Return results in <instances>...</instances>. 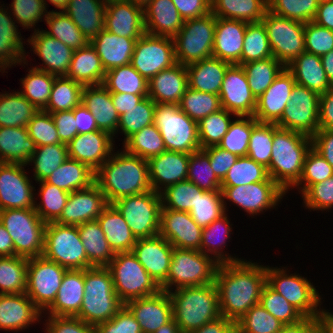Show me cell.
<instances>
[{"label":"cell","instance_id":"cell-53","mask_svg":"<svg viewBox=\"0 0 333 333\" xmlns=\"http://www.w3.org/2000/svg\"><path fill=\"white\" fill-rule=\"evenodd\" d=\"M68 158L67 145L63 143L36 147L26 165H33V180H46ZM31 163V164H30Z\"/></svg>","mask_w":333,"mask_h":333},{"label":"cell","instance_id":"cell-56","mask_svg":"<svg viewBox=\"0 0 333 333\" xmlns=\"http://www.w3.org/2000/svg\"><path fill=\"white\" fill-rule=\"evenodd\" d=\"M123 147L127 153L139 156L147 161L166 151L164 140L154 124L146 126L131 135L123 142Z\"/></svg>","mask_w":333,"mask_h":333},{"label":"cell","instance_id":"cell-22","mask_svg":"<svg viewBox=\"0 0 333 333\" xmlns=\"http://www.w3.org/2000/svg\"><path fill=\"white\" fill-rule=\"evenodd\" d=\"M159 235L175 248L200 251L202 228L189 212L174 211L162 206Z\"/></svg>","mask_w":333,"mask_h":333},{"label":"cell","instance_id":"cell-54","mask_svg":"<svg viewBox=\"0 0 333 333\" xmlns=\"http://www.w3.org/2000/svg\"><path fill=\"white\" fill-rule=\"evenodd\" d=\"M28 258L0 257V294H20L26 291Z\"/></svg>","mask_w":333,"mask_h":333},{"label":"cell","instance_id":"cell-4","mask_svg":"<svg viewBox=\"0 0 333 333\" xmlns=\"http://www.w3.org/2000/svg\"><path fill=\"white\" fill-rule=\"evenodd\" d=\"M172 315L182 333L199 329L220 317L218 290L214 283L183 287L168 292Z\"/></svg>","mask_w":333,"mask_h":333},{"label":"cell","instance_id":"cell-72","mask_svg":"<svg viewBox=\"0 0 333 333\" xmlns=\"http://www.w3.org/2000/svg\"><path fill=\"white\" fill-rule=\"evenodd\" d=\"M10 15L14 18L15 23L22 26L23 29H37L36 23L44 21L48 11L43 0H13L9 6ZM12 12V13H11ZM44 17V19H42Z\"/></svg>","mask_w":333,"mask_h":333},{"label":"cell","instance_id":"cell-37","mask_svg":"<svg viewBox=\"0 0 333 333\" xmlns=\"http://www.w3.org/2000/svg\"><path fill=\"white\" fill-rule=\"evenodd\" d=\"M183 23L172 0H152L144 9L145 31L149 34L173 38Z\"/></svg>","mask_w":333,"mask_h":333},{"label":"cell","instance_id":"cell-36","mask_svg":"<svg viewBox=\"0 0 333 333\" xmlns=\"http://www.w3.org/2000/svg\"><path fill=\"white\" fill-rule=\"evenodd\" d=\"M82 104L94 115L98 129L115 137L119 115L113 105L111 93L102 84L84 86Z\"/></svg>","mask_w":333,"mask_h":333},{"label":"cell","instance_id":"cell-17","mask_svg":"<svg viewBox=\"0 0 333 333\" xmlns=\"http://www.w3.org/2000/svg\"><path fill=\"white\" fill-rule=\"evenodd\" d=\"M226 212L227 201L242 208L248 215H260L267 209H275L286 192L275 181L250 183L243 186L221 187Z\"/></svg>","mask_w":333,"mask_h":333},{"label":"cell","instance_id":"cell-70","mask_svg":"<svg viewBox=\"0 0 333 333\" xmlns=\"http://www.w3.org/2000/svg\"><path fill=\"white\" fill-rule=\"evenodd\" d=\"M333 175V167L313 148L308 151L303 172L297 187L303 195L313 184L320 183Z\"/></svg>","mask_w":333,"mask_h":333},{"label":"cell","instance_id":"cell-50","mask_svg":"<svg viewBox=\"0 0 333 333\" xmlns=\"http://www.w3.org/2000/svg\"><path fill=\"white\" fill-rule=\"evenodd\" d=\"M45 22L49 28L45 32L73 50H78L90 43L88 38L63 11L58 12L57 9L55 11L49 10Z\"/></svg>","mask_w":333,"mask_h":333},{"label":"cell","instance_id":"cell-11","mask_svg":"<svg viewBox=\"0 0 333 333\" xmlns=\"http://www.w3.org/2000/svg\"><path fill=\"white\" fill-rule=\"evenodd\" d=\"M42 256L68 270L94 267L88 261L78 227L73 225L46 223Z\"/></svg>","mask_w":333,"mask_h":333},{"label":"cell","instance_id":"cell-43","mask_svg":"<svg viewBox=\"0 0 333 333\" xmlns=\"http://www.w3.org/2000/svg\"><path fill=\"white\" fill-rule=\"evenodd\" d=\"M228 217L226 212L209 226L202 228L200 251L211 256L218 264L244 260L223 250L227 246V240L231 238L233 228Z\"/></svg>","mask_w":333,"mask_h":333},{"label":"cell","instance_id":"cell-1","mask_svg":"<svg viewBox=\"0 0 333 333\" xmlns=\"http://www.w3.org/2000/svg\"><path fill=\"white\" fill-rule=\"evenodd\" d=\"M220 315L233 322L260 302L266 285V265L251 260L219 264L215 273Z\"/></svg>","mask_w":333,"mask_h":333},{"label":"cell","instance_id":"cell-41","mask_svg":"<svg viewBox=\"0 0 333 333\" xmlns=\"http://www.w3.org/2000/svg\"><path fill=\"white\" fill-rule=\"evenodd\" d=\"M286 68L293 74L297 84L318 94L326 93L332 87L318 55L305 51Z\"/></svg>","mask_w":333,"mask_h":333},{"label":"cell","instance_id":"cell-63","mask_svg":"<svg viewBox=\"0 0 333 333\" xmlns=\"http://www.w3.org/2000/svg\"><path fill=\"white\" fill-rule=\"evenodd\" d=\"M156 103L148 96L137 106L119 116L118 133L124 134V142L142 128L153 124ZM119 131V132H118ZM121 131V132H120Z\"/></svg>","mask_w":333,"mask_h":333},{"label":"cell","instance_id":"cell-21","mask_svg":"<svg viewBox=\"0 0 333 333\" xmlns=\"http://www.w3.org/2000/svg\"><path fill=\"white\" fill-rule=\"evenodd\" d=\"M109 205L96 183L69 194L60 217L55 221L63 225L78 226L97 220Z\"/></svg>","mask_w":333,"mask_h":333},{"label":"cell","instance_id":"cell-16","mask_svg":"<svg viewBox=\"0 0 333 333\" xmlns=\"http://www.w3.org/2000/svg\"><path fill=\"white\" fill-rule=\"evenodd\" d=\"M67 270L43 256L28 258L25 293L42 312L55 300Z\"/></svg>","mask_w":333,"mask_h":333},{"label":"cell","instance_id":"cell-75","mask_svg":"<svg viewBox=\"0 0 333 333\" xmlns=\"http://www.w3.org/2000/svg\"><path fill=\"white\" fill-rule=\"evenodd\" d=\"M303 205L310 211H329L333 208V175L313 184L303 195Z\"/></svg>","mask_w":333,"mask_h":333},{"label":"cell","instance_id":"cell-78","mask_svg":"<svg viewBox=\"0 0 333 333\" xmlns=\"http://www.w3.org/2000/svg\"><path fill=\"white\" fill-rule=\"evenodd\" d=\"M203 150L209 156L210 164L215 175L222 182L227 175L228 170L234 165L239 157L218 146L207 147Z\"/></svg>","mask_w":333,"mask_h":333},{"label":"cell","instance_id":"cell-14","mask_svg":"<svg viewBox=\"0 0 333 333\" xmlns=\"http://www.w3.org/2000/svg\"><path fill=\"white\" fill-rule=\"evenodd\" d=\"M265 25L273 57L287 67L305 52V23L265 13L261 20Z\"/></svg>","mask_w":333,"mask_h":333},{"label":"cell","instance_id":"cell-33","mask_svg":"<svg viewBox=\"0 0 333 333\" xmlns=\"http://www.w3.org/2000/svg\"><path fill=\"white\" fill-rule=\"evenodd\" d=\"M84 296V270L70 269L63 276L53 303L43 312L50 316L75 317L82 305ZM48 311V312H47Z\"/></svg>","mask_w":333,"mask_h":333},{"label":"cell","instance_id":"cell-74","mask_svg":"<svg viewBox=\"0 0 333 333\" xmlns=\"http://www.w3.org/2000/svg\"><path fill=\"white\" fill-rule=\"evenodd\" d=\"M304 39L308 53L322 56L333 50V31L314 21L305 23Z\"/></svg>","mask_w":333,"mask_h":333},{"label":"cell","instance_id":"cell-38","mask_svg":"<svg viewBox=\"0 0 333 333\" xmlns=\"http://www.w3.org/2000/svg\"><path fill=\"white\" fill-rule=\"evenodd\" d=\"M105 7L103 0H68L63 12L91 41L105 28Z\"/></svg>","mask_w":333,"mask_h":333},{"label":"cell","instance_id":"cell-20","mask_svg":"<svg viewBox=\"0 0 333 333\" xmlns=\"http://www.w3.org/2000/svg\"><path fill=\"white\" fill-rule=\"evenodd\" d=\"M219 97L221 107L236 116H253L255 113L257 99L241 65L233 64L226 70Z\"/></svg>","mask_w":333,"mask_h":333},{"label":"cell","instance_id":"cell-6","mask_svg":"<svg viewBox=\"0 0 333 333\" xmlns=\"http://www.w3.org/2000/svg\"><path fill=\"white\" fill-rule=\"evenodd\" d=\"M287 270V267L266 265V284L284 296L304 317L328 316L331 312L323 307L320 308L323 298L313 283L307 277L305 278L299 273L291 274Z\"/></svg>","mask_w":333,"mask_h":333},{"label":"cell","instance_id":"cell-64","mask_svg":"<svg viewBox=\"0 0 333 333\" xmlns=\"http://www.w3.org/2000/svg\"><path fill=\"white\" fill-rule=\"evenodd\" d=\"M273 136V123L258 122L253 117V129L249 139L247 156L268 168L271 162Z\"/></svg>","mask_w":333,"mask_h":333},{"label":"cell","instance_id":"cell-46","mask_svg":"<svg viewBox=\"0 0 333 333\" xmlns=\"http://www.w3.org/2000/svg\"><path fill=\"white\" fill-rule=\"evenodd\" d=\"M267 11L268 0H211V12L218 18L254 23Z\"/></svg>","mask_w":333,"mask_h":333},{"label":"cell","instance_id":"cell-77","mask_svg":"<svg viewBox=\"0 0 333 333\" xmlns=\"http://www.w3.org/2000/svg\"><path fill=\"white\" fill-rule=\"evenodd\" d=\"M95 328L97 333H142L139 323L125 306L110 320Z\"/></svg>","mask_w":333,"mask_h":333},{"label":"cell","instance_id":"cell-45","mask_svg":"<svg viewBox=\"0 0 333 333\" xmlns=\"http://www.w3.org/2000/svg\"><path fill=\"white\" fill-rule=\"evenodd\" d=\"M45 181L72 193L94 184L95 172L86 164L68 157Z\"/></svg>","mask_w":333,"mask_h":333},{"label":"cell","instance_id":"cell-52","mask_svg":"<svg viewBox=\"0 0 333 333\" xmlns=\"http://www.w3.org/2000/svg\"><path fill=\"white\" fill-rule=\"evenodd\" d=\"M84 85L65 76L56 77L53 83L49 103L44 111L56 113L60 111H72L82 103V91Z\"/></svg>","mask_w":333,"mask_h":333},{"label":"cell","instance_id":"cell-25","mask_svg":"<svg viewBox=\"0 0 333 333\" xmlns=\"http://www.w3.org/2000/svg\"><path fill=\"white\" fill-rule=\"evenodd\" d=\"M173 246L161 235L137 239L132 253L148 274L161 286L169 273Z\"/></svg>","mask_w":333,"mask_h":333},{"label":"cell","instance_id":"cell-9","mask_svg":"<svg viewBox=\"0 0 333 333\" xmlns=\"http://www.w3.org/2000/svg\"><path fill=\"white\" fill-rule=\"evenodd\" d=\"M106 267L112 275L114 290L124 304L152 296L161 290L132 251L117 252Z\"/></svg>","mask_w":333,"mask_h":333},{"label":"cell","instance_id":"cell-67","mask_svg":"<svg viewBox=\"0 0 333 333\" xmlns=\"http://www.w3.org/2000/svg\"><path fill=\"white\" fill-rule=\"evenodd\" d=\"M283 323L269 313L260 303L252 306L236 322L237 333H277Z\"/></svg>","mask_w":333,"mask_h":333},{"label":"cell","instance_id":"cell-24","mask_svg":"<svg viewBox=\"0 0 333 333\" xmlns=\"http://www.w3.org/2000/svg\"><path fill=\"white\" fill-rule=\"evenodd\" d=\"M114 139L103 130L77 134L67 144L68 157L86 164L96 172L115 149Z\"/></svg>","mask_w":333,"mask_h":333},{"label":"cell","instance_id":"cell-39","mask_svg":"<svg viewBox=\"0 0 333 333\" xmlns=\"http://www.w3.org/2000/svg\"><path fill=\"white\" fill-rule=\"evenodd\" d=\"M231 65L215 57L186 65L188 87L193 90L219 95L226 70Z\"/></svg>","mask_w":333,"mask_h":333},{"label":"cell","instance_id":"cell-60","mask_svg":"<svg viewBox=\"0 0 333 333\" xmlns=\"http://www.w3.org/2000/svg\"><path fill=\"white\" fill-rule=\"evenodd\" d=\"M179 107L197 123L222 109L219 95L193 90L189 87L182 96Z\"/></svg>","mask_w":333,"mask_h":333},{"label":"cell","instance_id":"cell-73","mask_svg":"<svg viewBox=\"0 0 333 333\" xmlns=\"http://www.w3.org/2000/svg\"><path fill=\"white\" fill-rule=\"evenodd\" d=\"M27 131L36 147L61 143L52 115L44 110H39L29 121Z\"/></svg>","mask_w":333,"mask_h":333},{"label":"cell","instance_id":"cell-8","mask_svg":"<svg viewBox=\"0 0 333 333\" xmlns=\"http://www.w3.org/2000/svg\"><path fill=\"white\" fill-rule=\"evenodd\" d=\"M0 222L12 238L15 256H42L46 223L34 208L0 210Z\"/></svg>","mask_w":333,"mask_h":333},{"label":"cell","instance_id":"cell-5","mask_svg":"<svg viewBox=\"0 0 333 333\" xmlns=\"http://www.w3.org/2000/svg\"><path fill=\"white\" fill-rule=\"evenodd\" d=\"M123 306L107 267L84 269V296L81 309L75 317L96 327L110 320Z\"/></svg>","mask_w":333,"mask_h":333},{"label":"cell","instance_id":"cell-27","mask_svg":"<svg viewBox=\"0 0 333 333\" xmlns=\"http://www.w3.org/2000/svg\"><path fill=\"white\" fill-rule=\"evenodd\" d=\"M139 323L142 333H154L173 318L172 302L167 291L133 299L124 304Z\"/></svg>","mask_w":333,"mask_h":333},{"label":"cell","instance_id":"cell-42","mask_svg":"<svg viewBox=\"0 0 333 333\" xmlns=\"http://www.w3.org/2000/svg\"><path fill=\"white\" fill-rule=\"evenodd\" d=\"M35 150L27 127H0V163L26 165Z\"/></svg>","mask_w":333,"mask_h":333},{"label":"cell","instance_id":"cell-2","mask_svg":"<svg viewBox=\"0 0 333 333\" xmlns=\"http://www.w3.org/2000/svg\"><path fill=\"white\" fill-rule=\"evenodd\" d=\"M114 151L95 172V183L107 202L112 204L120 198L151 191L148 161L124 149Z\"/></svg>","mask_w":333,"mask_h":333},{"label":"cell","instance_id":"cell-19","mask_svg":"<svg viewBox=\"0 0 333 333\" xmlns=\"http://www.w3.org/2000/svg\"><path fill=\"white\" fill-rule=\"evenodd\" d=\"M24 164L0 163V210L35 207V187Z\"/></svg>","mask_w":333,"mask_h":333},{"label":"cell","instance_id":"cell-80","mask_svg":"<svg viewBox=\"0 0 333 333\" xmlns=\"http://www.w3.org/2000/svg\"><path fill=\"white\" fill-rule=\"evenodd\" d=\"M184 21L202 17L211 12V0H172Z\"/></svg>","mask_w":333,"mask_h":333},{"label":"cell","instance_id":"cell-7","mask_svg":"<svg viewBox=\"0 0 333 333\" xmlns=\"http://www.w3.org/2000/svg\"><path fill=\"white\" fill-rule=\"evenodd\" d=\"M218 263L199 250L173 248L167 280L160 286L170 292L183 287L214 283Z\"/></svg>","mask_w":333,"mask_h":333},{"label":"cell","instance_id":"cell-13","mask_svg":"<svg viewBox=\"0 0 333 333\" xmlns=\"http://www.w3.org/2000/svg\"><path fill=\"white\" fill-rule=\"evenodd\" d=\"M112 205L123 215L136 239L159 235L162 207L160 193L151 190L120 198Z\"/></svg>","mask_w":333,"mask_h":333},{"label":"cell","instance_id":"cell-12","mask_svg":"<svg viewBox=\"0 0 333 333\" xmlns=\"http://www.w3.org/2000/svg\"><path fill=\"white\" fill-rule=\"evenodd\" d=\"M216 16L210 12L184 21L173 37L176 63L188 65L213 57Z\"/></svg>","mask_w":333,"mask_h":333},{"label":"cell","instance_id":"cell-18","mask_svg":"<svg viewBox=\"0 0 333 333\" xmlns=\"http://www.w3.org/2000/svg\"><path fill=\"white\" fill-rule=\"evenodd\" d=\"M176 64L173 38L145 32L137 39L131 65L148 81Z\"/></svg>","mask_w":333,"mask_h":333},{"label":"cell","instance_id":"cell-49","mask_svg":"<svg viewBox=\"0 0 333 333\" xmlns=\"http://www.w3.org/2000/svg\"><path fill=\"white\" fill-rule=\"evenodd\" d=\"M110 93L148 95V80L131 65L106 71L102 84Z\"/></svg>","mask_w":333,"mask_h":333},{"label":"cell","instance_id":"cell-34","mask_svg":"<svg viewBox=\"0 0 333 333\" xmlns=\"http://www.w3.org/2000/svg\"><path fill=\"white\" fill-rule=\"evenodd\" d=\"M137 39L118 36L104 29L90 44L96 49L105 71H108L131 64Z\"/></svg>","mask_w":333,"mask_h":333},{"label":"cell","instance_id":"cell-51","mask_svg":"<svg viewBox=\"0 0 333 333\" xmlns=\"http://www.w3.org/2000/svg\"><path fill=\"white\" fill-rule=\"evenodd\" d=\"M252 94L258 99L282 72L285 66L274 57L251 61L241 65Z\"/></svg>","mask_w":333,"mask_h":333},{"label":"cell","instance_id":"cell-62","mask_svg":"<svg viewBox=\"0 0 333 333\" xmlns=\"http://www.w3.org/2000/svg\"><path fill=\"white\" fill-rule=\"evenodd\" d=\"M232 115L236 117L235 114L222 108L198 122V138L201 149L218 146L233 121Z\"/></svg>","mask_w":333,"mask_h":333},{"label":"cell","instance_id":"cell-3","mask_svg":"<svg viewBox=\"0 0 333 333\" xmlns=\"http://www.w3.org/2000/svg\"><path fill=\"white\" fill-rule=\"evenodd\" d=\"M312 147V138L305 134L281 129L274 124L269 177L287 194L302 176L304 161Z\"/></svg>","mask_w":333,"mask_h":333},{"label":"cell","instance_id":"cell-28","mask_svg":"<svg viewBox=\"0 0 333 333\" xmlns=\"http://www.w3.org/2000/svg\"><path fill=\"white\" fill-rule=\"evenodd\" d=\"M42 314L26 293L0 294V330L18 332L28 329L30 324L41 322L45 317Z\"/></svg>","mask_w":333,"mask_h":333},{"label":"cell","instance_id":"cell-59","mask_svg":"<svg viewBox=\"0 0 333 333\" xmlns=\"http://www.w3.org/2000/svg\"><path fill=\"white\" fill-rule=\"evenodd\" d=\"M40 202L35 201V211L45 223L55 222L61 215L69 192L44 181L38 182Z\"/></svg>","mask_w":333,"mask_h":333},{"label":"cell","instance_id":"cell-29","mask_svg":"<svg viewBox=\"0 0 333 333\" xmlns=\"http://www.w3.org/2000/svg\"><path fill=\"white\" fill-rule=\"evenodd\" d=\"M190 154L165 151L148 160L149 181L153 191L187 180Z\"/></svg>","mask_w":333,"mask_h":333},{"label":"cell","instance_id":"cell-48","mask_svg":"<svg viewBox=\"0 0 333 333\" xmlns=\"http://www.w3.org/2000/svg\"><path fill=\"white\" fill-rule=\"evenodd\" d=\"M38 111L19 91L0 92V127H27Z\"/></svg>","mask_w":333,"mask_h":333},{"label":"cell","instance_id":"cell-31","mask_svg":"<svg viewBox=\"0 0 333 333\" xmlns=\"http://www.w3.org/2000/svg\"><path fill=\"white\" fill-rule=\"evenodd\" d=\"M247 23L216 17L213 57L241 65V54Z\"/></svg>","mask_w":333,"mask_h":333},{"label":"cell","instance_id":"cell-30","mask_svg":"<svg viewBox=\"0 0 333 333\" xmlns=\"http://www.w3.org/2000/svg\"><path fill=\"white\" fill-rule=\"evenodd\" d=\"M104 29L118 36L140 38L146 32L144 9L127 0L106 3Z\"/></svg>","mask_w":333,"mask_h":333},{"label":"cell","instance_id":"cell-10","mask_svg":"<svg viewBox=\"0 0 333 333\" xmlns=\"http://www.w3.org/2000/svg\"><path fill=\"white\" fill-rule=\"evenodd\" d=\"M153 124L158 128L166 151L191 154L200 150L198 123L179 104H156Z\"/></svg>","mask_w":333,"mask_h":333},{"label":"cell","instance_id":"cell-57","mask_svg":"<svg viewBox=\"0 0 333 333\" xmlns=\"http://www.w3.org/2000/svg\"><path fill=\"white\" fill-rule=\"evenodd\" d=\"M263 181H273L269 177L267 168L249 156H241L228 170L221 187L243 186Z\"/></svg>","mask_w":333,"mask_h":333},{"label":"cell","instance_id":"cell-47","mask_svg":"<svg viewBox=\"0 0 333 333\" xmlns=\"http://www.w3.org/2000/svg\"><path fill=\"white\" fill-rule=\"evenodd\" d=\"M77 227L88 261L94 267H106L116 253L106 240L98 220L87 221Z\"/></svg>","mask_w":333,"mask_h":333},{"label":"cell","instance_id":"cell-23","mask_svg":"<svg viewBox=\"0 0 333 333\" xmlns=\"http://www.w3.org/2000/svg\"><path fill=\"white\" fill-rule=\"evenodd\" d=\"M27 42L33 54L43 61L41 67L38 65L33 68L57 77L66 76L73 57V49L39 28L30 35Z\"/></svg>","mask_w":333,"mask_h":333},{"label":"cell","instance_id":"cell-61","mask_svg":"<svg viewBox=\"0 0 333 333\" xmlns=\"http://www.w3.org/2000/svg\"><path fill=\"white\" fill-rule=\"evenodd\" d=\"M202 191L193 182L184 180L161 191V203L166 209L189 212L194 207L198 195H201Z\"/></svg>","mask_w":333,"mask_h":333},{"label":"cell","instance_id":"cell-35","mask_svg":"<svg viewBox=\"0 0 333 333\" xmlns=\"http://www.w3.org/2000/svg\"><path fill=\"white\" fill-rule=\"evenodd\" d=\"M0 5V68L5 72L14 65H28V55L23 45L26 42L24 43L21 32H18L14 18L10 16L9 7Z\"/></svg>","mask_w":333,"mask_h":333},{"label":"cell","instance_id":"cell-76","mask_svg":"<svg viewBox=\"0 0 333 333\" xmlns=\"http://www.w3.org/2000/svg\"><path fill=\"white\" fill-rule=\"evenodd\" d=\"M45 320V333H97L96 328L73 316H50Z\"/></svg>","mask_w":333,"mask_h":333},{"label":"cell","instance_id":"cell-66","mask_svg":"<svg viewBox=\"0 0 333 333\" xmlns=\"http://www.w3.org/2000/svg\"><path fill=\"white\" fill-rule=\"evenodd\" d=\"M253 129V116H236L218 147L237 155L247 156L249 139Z\"/></svg>","mask_w":333,"mask_h":333},{"label":"cell","instance_id":"cell-71","mask_svg":"<svg viewBox=\"0 0 333 333\" xmlns=\"http://www.w3.org/2000/svg\"><path fill=\"white\" fill-rule=\"evenodd\" d=\"M259 303L284 325L299 322L304 318L284 296L275 292L267 284L261 292Z\"/></svg>","mask_w":333,"mask_h":333},{"label":"cell","instance_id":"cell-44","mask_svg":"<svg viewBox=\"0 0 333 333\" xmlns=\"http://www.w3.org/2000/svg\"><path fill=\"white\" fill-rule=\"evenodd\" d=\"M105 238L112 250L117 252H130L136 244V237L131 232L123 215L109 204L97 218Z\"/></svg>","mask_w":333,"mask_h":333},{"label":"cell","instance_id":"cell-79","mask_svg":"<svg viewBox=\"0 0 333 333\" xmlns=\"http://www.w3.org/2000/svg\"><path fill=\"white\" fill-rule=\"evenodd\" d=\"M60 142L68 144L77 134L74 109L72 111H60L51 113Z\"/></svg>","mask_w":333,"mask_h":333},{"label":"cell","instance_id":"cell-68","mask_svg":"<svg viewBox=\"0 0 333 333\" xmlns=\"http://www.w3.org/2000/svg\"><path fill=\"white\" fill-rule=\"evenodd\" d=\"M226 213L221 191H202L194 207L189 211L192 219L201 227L209 226Z\"/></svg>","mask_w":333,"mask_h":333},{"label":"cell","instance_id":"cell-40","mask_svg":"<svg viewBox=\"0 0 333 333\" xmlns=\"http://www.w3.org/2000/svg\"><path fill=\"white\" fill-rule=\"evenodd\" d=\"M106 71L96 49L89 43L87 46L74 50L69 70L65 77L79 82L84 86L101 85Z\"/></svg>","mask_w":333,"mask_h":333},{"label":"cell","instance_id":"cell-58","mask_svg":"<svg viewBox=\"0 0 333 333\" xmlns=\"http://www.w3.org/2000/svg\"><path fill=\"white\" fill-rule=\"evenodd\" d=\"M270 57H273V53L263 22L247 23L241 54V65Z\"/></svg>","mask_w":333,"mask_h":333},{"label":"cell","instance_id":"cell-32","mask_svg":"<svg viewBox=\"0 0 333 333\" xmlns=\"http://www.w3.org/2000/svg\"><path fill=\"white\" fill-rule=\"evenodd\" d=\"M148 82V96L156 104H179L188 88L186 65L176 63L160 71Z\"/></svg>","mask_w":333,"mask_h":333},{"label":"cell","instance_id":"cell-15","mask_svg":"<svg viewBox=\"0 0 333 333\" xmlns=\"http://www.w3.org/2000/svg\"><path fill=\"white\" fill-rule=\"evenodd\" d=\"M320 94L295 83L290 100L276 125L312 137L319 129Z\"/></svg>","mask_w":333,"mask_h":333},{"label":"cell","instance_id":"cell-65","mask_svg":"<svg viewBox=\"0 0 333 333\" xmlns=\"http://www.w3.org/2000/svg\"><path fill=\"white\" fill-rule=\"evenodd\" d=\"M187 180L203 191H221V181L215 175L209 156L203 149L190 154Z\"/></svg>","mask_w":333,"mask_h":333},{"label":"cell","instance_id":"cell-55","mask_svg":"<svg viewBox=\"0 0 333 333\" xmlns=\"http://www.w3.org/2000/svg\"><path fill=\"white\" fill-rule=\"evenodd\" d=\"M56 77L32 67L28 74L20 79L22 90L19 92L38 110H44L49 103L51 89Z\"/></svg>","mask_w":333,"mask_h":333},{"label":"cell","instance_id":"cell-69","mask_svg":"<svg viewBox=\"0 0 333 333\" xmlns=\"http://www.w3.org/2000/svg\"><path fill=\"white\" fill-rule=\"evenodd\" d=\"M318 6V0H268L272 14L303 23L314 20Z\"/></svg>","mask_w":333,"mask_h":333},{"label":"cell","instance_id":"cell-26","mask_svg":"<svg viewBox=\"0 0 333 333\" xmlns=\"http://www.w3.org/2000/svg\"><path fill=\"white\" fill-rule=\"evenodd\" d=\"M296 81L293 74L285 67L273 83L257 99L253 117L262 123L276 124L284 112Z\"/></svg>","mask_w":333,"mask_h":333}]
</instances>
